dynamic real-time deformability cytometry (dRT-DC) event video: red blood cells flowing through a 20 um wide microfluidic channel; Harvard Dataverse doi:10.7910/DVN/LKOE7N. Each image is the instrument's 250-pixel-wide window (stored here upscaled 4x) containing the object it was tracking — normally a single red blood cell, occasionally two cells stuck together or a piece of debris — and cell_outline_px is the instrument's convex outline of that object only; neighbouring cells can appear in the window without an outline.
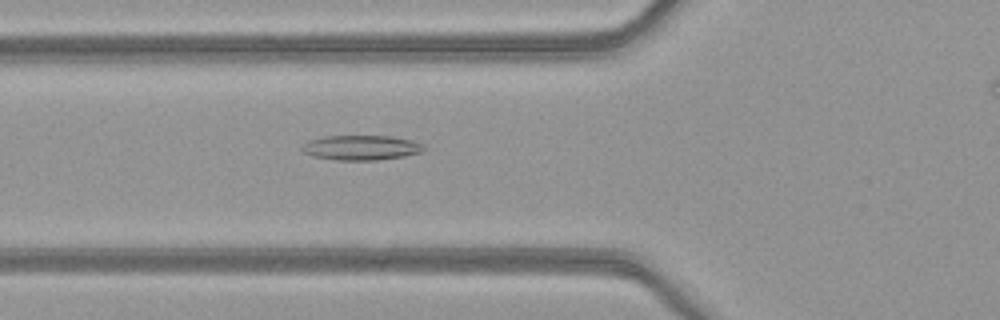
{"species": "common noctule bat (a hibernating species)", "species_latin": "Nyctalus noctula", "temperature_condition": "warm", "stored_images_in_passage": 40, "camera_frame_rate_fps": 3000, "um_per_image_px": 0.085, "animal": {"sex": "female", "body_mass_g": 21.9}, "frame": {"image": 1, "passage_image": 13, "time_ms": 4.0, "image_size_px": [1000, 320], "cell_outline_px": [[424, 148], [420, 152], [404, 156], [380, 160], [336, 160], [312, 156], [304, 152], [300, 148], [308, 140], [324, 136], [392, 136], [412, 140], [420, 144]], "centroid_in_image_um": [30.65, 12.55], "position_along_channel_um": 95.1, "area_um2": 17.57}}
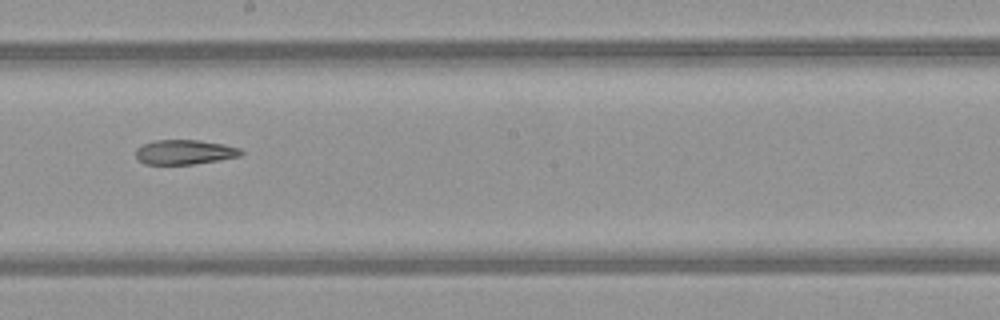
{"frame": {"image": 2, "passage_image": 23, "time_ms": 7.333, "image_size_px": [1000, 320], "cell_outline_px": [[244, 152], [240, 156], [220, 160], [192, 164], [144, 164], [136, 156], [136, 148], [140, 144], [156, 140], [200, 140], [224, 144], [240, 148]], "centroid_in_image_um": [15.69, 12.92], "position_along_channel_um": 232.5, "area_um2": 15.2}}
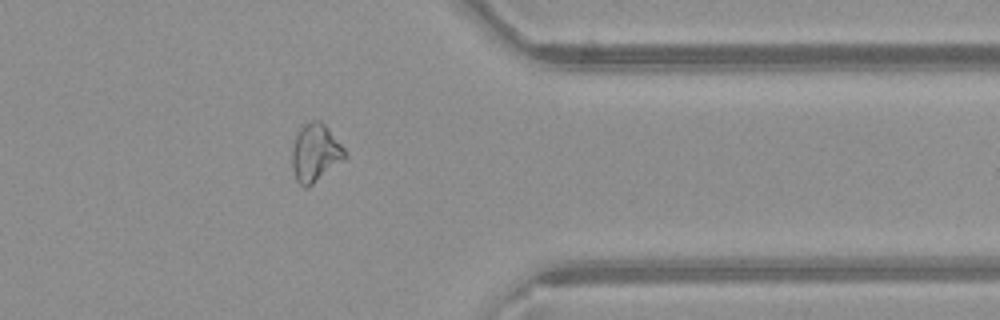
{"frame": {"image": 3, "passage_image": 35, "time_ms": 11.333, "image_size_px": [1000, 320], "cell_outline_px": [[344, 160], [308, 188], [304, 188], [296, 180], [292, 168], [292, 148], [296, 132], [304, 124], [312, 120], [320, 120], [328, 128], [344, 148]], "centroid_in_image_um": [26.77, 13.0], "position_along_channel_um": 384.6, "area_um2": 17.8}}